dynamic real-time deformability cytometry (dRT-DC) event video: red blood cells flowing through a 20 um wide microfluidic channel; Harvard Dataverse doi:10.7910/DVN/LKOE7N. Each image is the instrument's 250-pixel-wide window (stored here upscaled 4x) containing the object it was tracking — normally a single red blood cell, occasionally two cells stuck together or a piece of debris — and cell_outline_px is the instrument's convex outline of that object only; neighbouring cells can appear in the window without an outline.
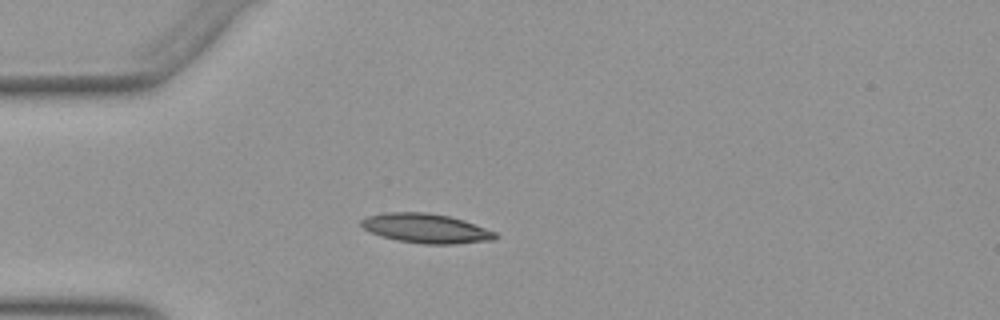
{"species": "Egyptian fruit bat (a non-hibernating species)", "species_latin": "Rousettus aegyptiacus", "temperature_condition": "warm", "stored_images_in_passage": 41, "camera_frame_rate_fps": 3000, "um_per_image_px": 0.085, "animal": {"sex": "female"}, "frame": {"image": 1, "passage_image": 3, "time_ms": 0.667, "image_size_px": [1000, 320], "cell_outline_px": [[496, 240], [456, 244], [424, 244], [396, 240], [380, 236], [364, 228], [360, 224], [360, 220], [368, 216], [384, 212], [428, 212], [448, 216], [464, 220], [496, 232]], "centroid_in_image_um": [36.21, 19.41], "position_along_channel_um": 48.8, "area_um2": 23.06}}
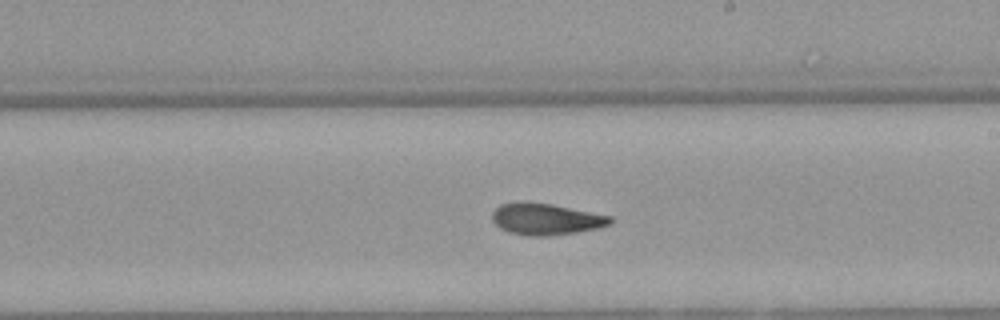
{"frame": {"image": 2, "passage_image": 19, "time_ms": 6.0, "image_size_px": [1000, 320], "cell_outline_px": [[612, 224], [600, 228], [576, 232], [548, 236], [524, 236], [508, 232], [500, 228], [492, 220], [492, 212], [500, 204], [520, 200], [552, 204], [612, 216]], "centroid_in_image_um": [46.39, 18.61], "position_along_channel_um": 242.6, "area_um2": 22.08}}
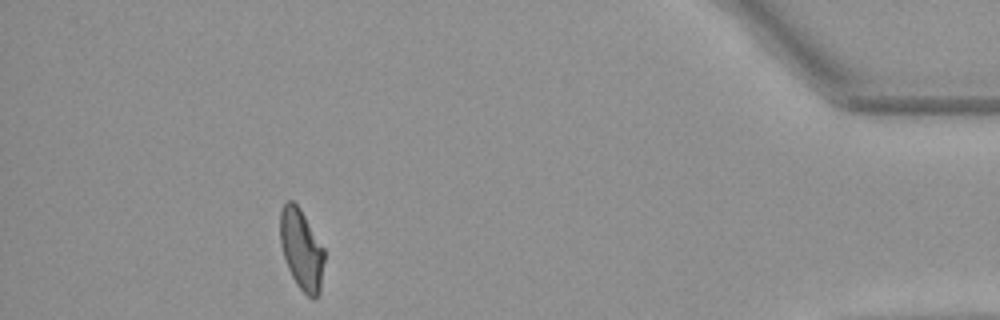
{"frame": {"image": 3, "passage_image": 36, "time_ms": 11.667, "image_size_px": [1000, 320], "cell_outline_px": [[324, 260], [320, 292], [312, 300], [296, 284], [288, 268], [280, 244], [280, 212], [284, 204], [288, 200], [292, 200], [300, 208], [324, 248]], "centroid_in_image_um": [25.62, 21.2], "position_along_channel_um": 409.6, "area_um2": 20.63}, "authors_computed_cell_mechanics": {"area_um2": 21.5594, "velocity_mm_per_s": 3.931, "shape_relaxation_time_tau1_ms": null, "shape_relaxation_time_tau2_ms": 3.5217, "deformation_change_tau1": null, "deformation_change_tau2": 0.103}}